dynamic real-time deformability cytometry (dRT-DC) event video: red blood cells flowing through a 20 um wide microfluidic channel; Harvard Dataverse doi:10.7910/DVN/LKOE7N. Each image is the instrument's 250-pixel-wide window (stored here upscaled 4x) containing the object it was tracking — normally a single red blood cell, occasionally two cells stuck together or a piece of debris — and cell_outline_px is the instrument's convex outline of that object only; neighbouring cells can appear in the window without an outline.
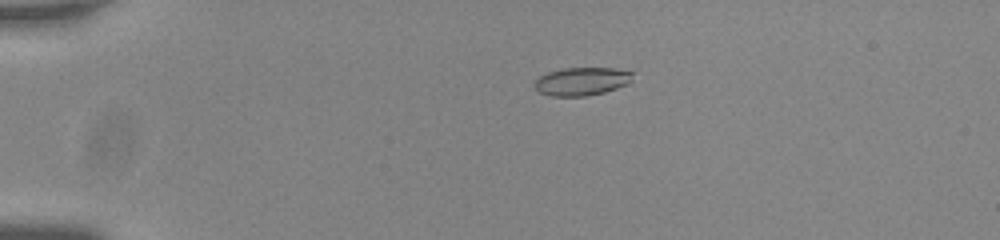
{"species": "common noctule bat (a hibernating species)", "species_latin": "Nyctalus noctula", "temperature_condition": "room temperature", "stored_images_in_passage": 44, "camera_frame_rate_fps": 3000, "um_per_image_px": 0.085, "animal": {"sex": "male", "body_mass_g": 20.0, "forearm_length_mm": 53.3}, "frame": {"image": 1, "passage_image": 1, "time_ms": 0.0, "image_size_px": [1000, 240], "cell_outline_px": [[632, 72], [628, 84], [604, 92], [584, 96], [552, 96], [540, 92], [536, 88], [536, 80], [540, 76], [548, 72], [560, 68], [612, 68]], "centroid_in_image_um": [49.43, 6.91], "position_along_channel_um": 35.6, "area_um2": 15.78}}
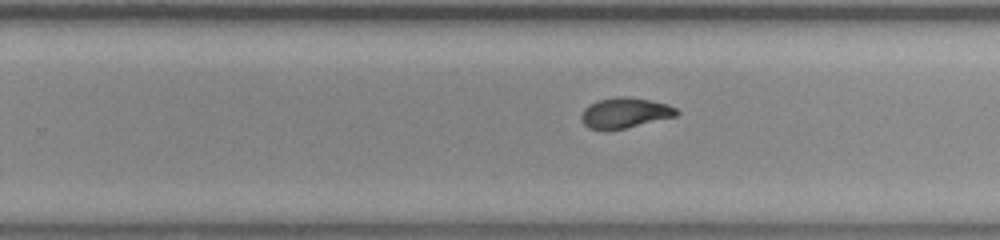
{"frame": {"image": 2, "passage_image": 25, "time_ms": 8.0, "image_size_px": [1000, 240], "cell_outline_px": [[680, 112], [676, 116], [624, 128], [588, 128], [580, 120], [580, 116], [584, 108], [588, 104], [600, 100], [620, 96], [624, 96], [648, 100], [668, 104], [676, 108]], "centroid_in_image_um": [53.11, 9.57], "position_along_channel_um": 276.7, "area_um2": 16.47}}
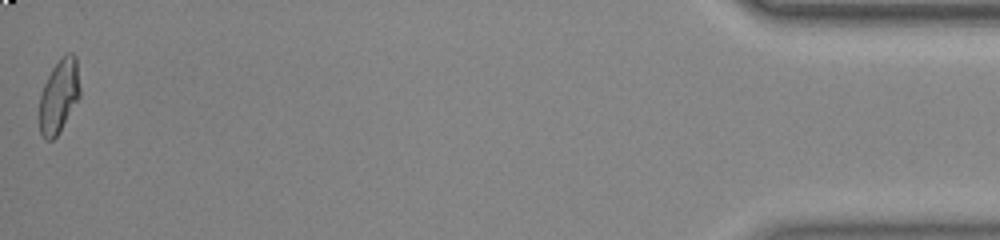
{"frame": {"image": 3, "passage_image": 44, "time_ms": 14.333, "image_size_px": [1000, 240], "cell_outline_px": [[80, 96], [60, 132], [52, 140], [48, 140], [40, 132], [36, 116], [40, 92], [52, 68], [68, 52], [72, 52], [76, 56], [80, 88]], "centroid_in_image_um": [4.97, 8.21], "position_along_channel_um": 430.2, "area_um2": 17.8}, "authors_computed_cell_mechanics": {"area_um2": 17.1088, "velocity_mm_per_s": 3.7608, "shape_relaxation_time_tau1_ms": null, "shape_relaxation_time_tau2_ms": 1.4376, "deformation_change_tau1": null, "deformation_change_tau2": 0.0668}}